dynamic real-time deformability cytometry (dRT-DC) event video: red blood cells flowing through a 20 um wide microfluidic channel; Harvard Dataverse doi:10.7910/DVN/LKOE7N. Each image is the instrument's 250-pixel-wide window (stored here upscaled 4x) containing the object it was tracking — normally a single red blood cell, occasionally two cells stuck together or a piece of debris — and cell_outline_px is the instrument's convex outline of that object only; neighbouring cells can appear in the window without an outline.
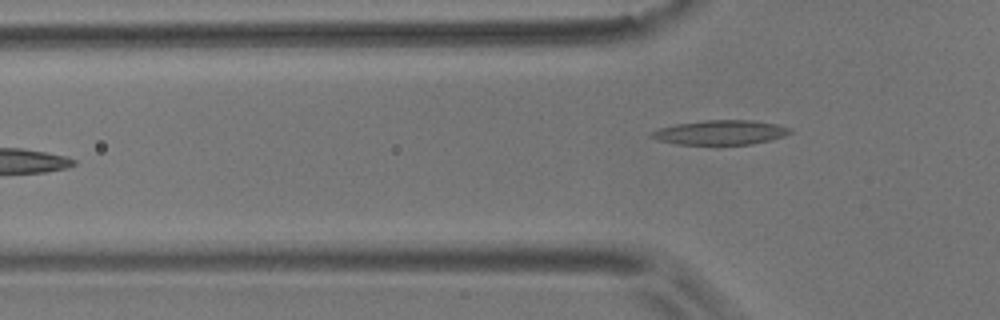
{"species": "common noctule bat (a hibernating species)", "species_latin": "Nyctalus noctula", "temperature_condition": "room temperature", "stored_images_in_passage": 6, "camera_frame_rate_fps": 3000, "um_per_image_px": 0.085, "animal": {"sex": "male", "body_mass_g": 17.9}, "frame": {"image": 1, "passage_image": 6, "time_ms": 6.333, "image_size_px": [1000, 320], "cell_outline_px": [[792, 132], [784, 136], [752, 144], [720, 148], [676, 144], [660, 140], [648, 136], [648, 132], [660, 128], [676, 124], [704, 120], [752, 120], [776, 124], [792, 128]], "centroid_in_image_um": [61.2, 11.31], "position_along_channel_um": 64.6, "area_um2": 20.81}}